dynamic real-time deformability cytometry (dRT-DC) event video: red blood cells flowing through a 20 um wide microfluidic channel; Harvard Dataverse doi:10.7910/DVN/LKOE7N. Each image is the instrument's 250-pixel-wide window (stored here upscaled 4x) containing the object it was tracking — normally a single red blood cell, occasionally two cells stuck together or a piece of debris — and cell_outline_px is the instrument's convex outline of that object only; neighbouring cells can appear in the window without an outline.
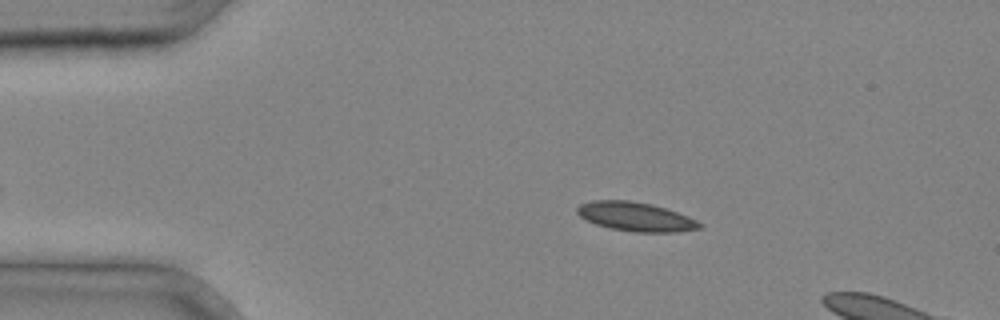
{"species": "common noctule bat (a hibernating species)", "species_latin": "Nyctalus noctula", "temperature_condition": "cold", "stored_images_in_passage": 30, "camera_frame_rate_fps": 3000, "um_per_image_px": 0.085, "animal": {"sex": "male", "body_mass_g": 20.4}, "frame": {"image": 1, "passage_image": 2, "time_ms": 0.333, "image_size_px": [1000, 320], "cell_outline_px": [[704, 224], [700, 228], [676, 232], [636, 232], [612, 228], [596, 224], [580, 216], [576, 212], [576, 208], [580, 204], [592, 200], [628, 200], [652, 204], [688, 216]], "centroid_in_image_um": [54.03, 18.41], "position_along_channel_um": 31.0, "area_um2": 20.52}}
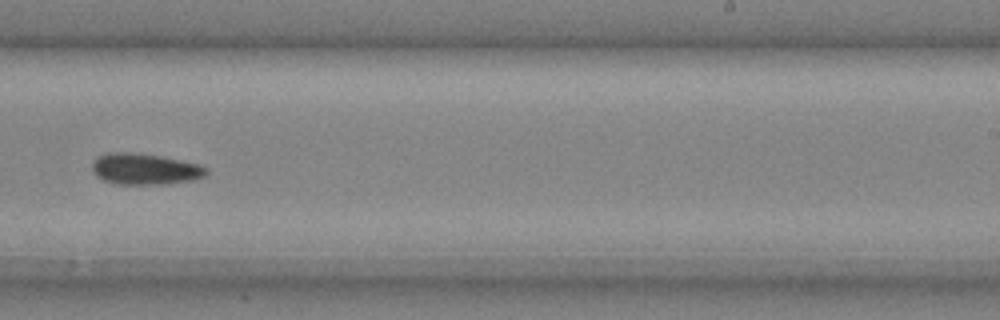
{"frame": {"image": 2, "passage_image": 19, "time_ms": 6.0, "image_size_px": [1000, 320], "cell_outline_px": [[208, 172], [204, 176], [192, 180], [164, 184], [116, 184], [104, 180], [96, 176], [92, 168], [92, 164], [100, 156], [108, 152], [128, 152], [160, 156], [200, 164], [208, 168]], "centroid_in_image_um": [12.34, 14.37], "position_along_channel_um": 276.7, "area_um2": 20.58}}
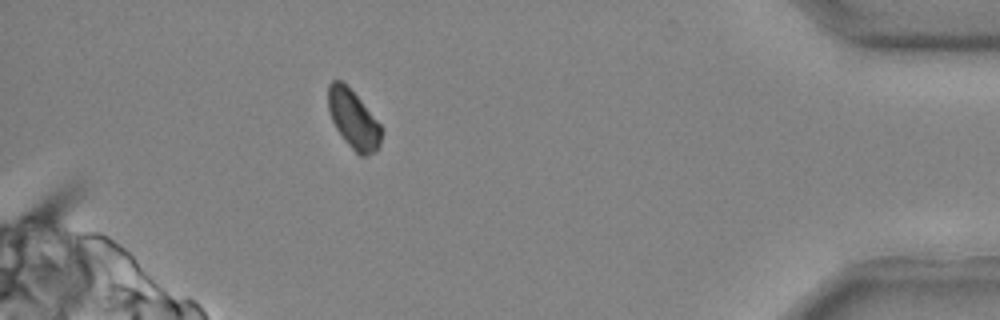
{"frame": {"image": 3, "passage_image": 29, "time_ms": 9.333, "image_size_px": [1000, 320], "cell_outline_px": [[384, 132], [380, 144], [376, 152], [368, 156], [360, 156], [348, 144], [336, 128], [332, 120], [328, 108], [328, 84], [332, 80], [340, 80], [360, 100], [380, 124]], "centroid_in_image_um": [30.06, 10.18], "position_along_channel_um": 405.1, "area_um2": 17.98}}